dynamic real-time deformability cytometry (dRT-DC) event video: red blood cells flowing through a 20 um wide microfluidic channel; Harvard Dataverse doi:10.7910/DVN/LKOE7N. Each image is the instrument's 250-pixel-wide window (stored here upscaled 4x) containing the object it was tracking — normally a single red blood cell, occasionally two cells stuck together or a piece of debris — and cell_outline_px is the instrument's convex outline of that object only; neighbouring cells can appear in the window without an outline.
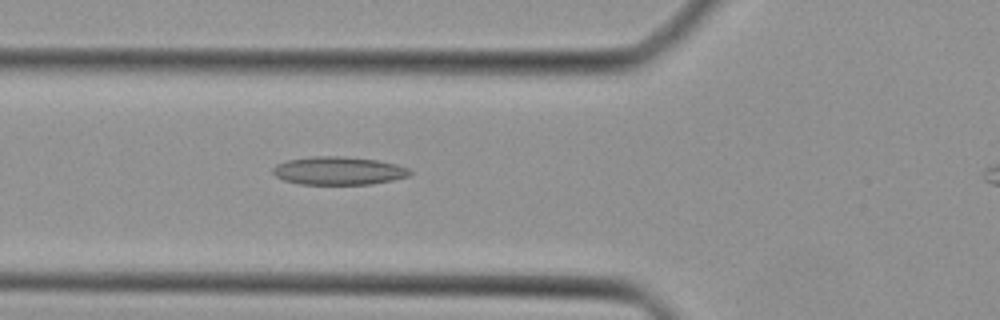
{"species": "Egyptian fruit bat (a non-hibernating species)", "species_latin": "Rousettus aegyptiacus", "temperature_condition": "cold", "stored_images_in_passage": 39, "camera_frame_rate_fps": 3000, "um_per_image_px": 0.085, "animal": {"sex": "female"}, "frame": {"image": 1, "passage_image": 15, "time_ms": 4.667, "image_size_px": [1000, 320], "cell_outline_px": [[412, 172], [408, 176], [392, 180], [372, 184], [300, 184], [284, 180], [276, 176], [272, 172], [272, 168], [276, 164], [288, 160], [312, 156], [344, 156], [376, 160], [396, 164], [408, 168]], "centroid_in_image_um": [28.76, 14.51], "position_along_channel_um": 97.0, "area_um2": 22.43}}
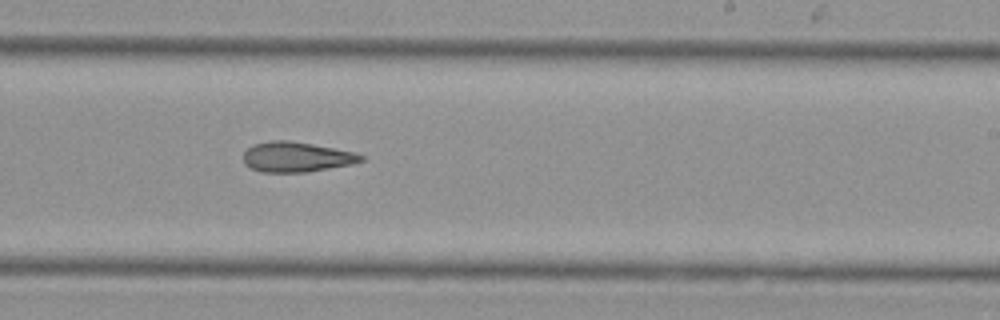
{"frame": {"image": 2, "passage_image": 26, "time_ms": 8.333, "image_size_px": [1000, 320], "cell_outline_px": [[364, 160], [352, 164], [308, 172], [260, 172], [244, 164], [244, 152], [252, 144], [272, 140], [288, 140], [312, 144], [356, 152], [364, 156]], "centroid_in_image_um": [25.2, 13.34], "position_along_channel_um": 263.8, "area_um2": 20.69}}
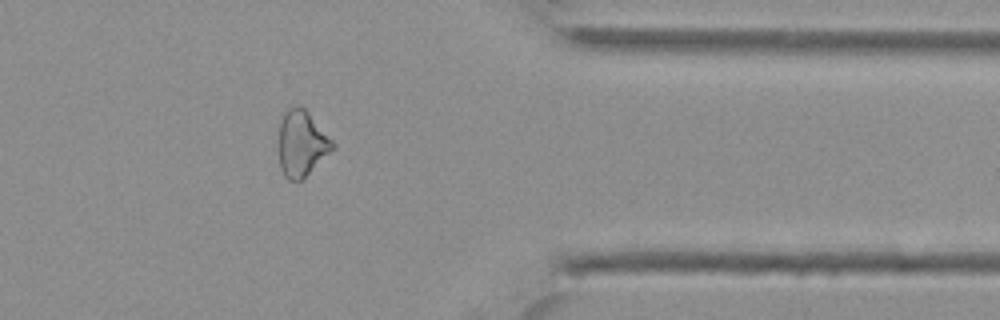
{"frame": {"image": 3, "passage_image": 35, "time_ms": 11.333, "image_size_px": [1000, 320], "cell_outline_px": [[336, 148], [300, 180], [288, 180], [284, 176], [280, 168], [276, 148], [280, 120], [284, 112], [288, 108], [300, 104], [308, 112], [336, 144]], "centroid_in_image_um": [25.59, 12.18], "position_along_channel_um": 385.8, "area_um2": 21.21}}